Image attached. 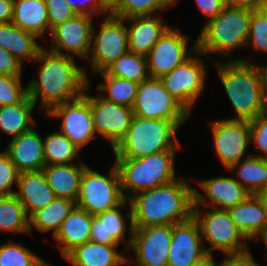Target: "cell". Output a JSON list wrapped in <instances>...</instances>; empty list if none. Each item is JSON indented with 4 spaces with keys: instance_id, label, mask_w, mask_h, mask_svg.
I'll list each match as a JSON object with an SVG mask.
<instances>
[{
    "instance_id": "1",
    "label": "cell",
    "mask_w": 267,
    "mask_h": 266,
    "mask_svg": "<svg viewBox=\"0 0 267 266\" xmlns=\"http://www.w3.org/2000/svg\"><path fill=\"white\" fill-rule=\"evenodd\" d=\"M194 189L184 178L150 190L142 191L129 199V238L125 250L131 245L133 227L176 225L193 216Z\"/></svg>"
},
{
    "instance_id": "2",
    "label": "cell",
    "mask_w": 267,
    "mask_h": 266,
    "mask_svg": "<svg viewBox=\"0 0 267 266\" xmlns=\"http://www.w3.org/2000/svg\"><path fill=\"white\" fill-rule=\"evenodd\" d=\"M75 58L42 48L36 57L40 64L38 81L30 80L27 94L48 113L53 107L81 97L89 84L86 72L75 64ZM44 107V108H43Z\"/></svg>"
},
{
    "instance_id": "3",
    "label": "cell",
    "mask_w": 267,
    "mask_h": 266,
    "mask_svg": "<svg viewBox=\"0 0 267 266\" xmlns=\"http://www.w3.org/2000/svg\"><path fill=\"white\" fill-rule=\"evenodd\" d=\"M210 62L215 63L221 83L237 114L229 120L250 121L267 112L257 65L248 59H230L225 63L214 59Z\"/></svg>"
},
{
    "instance_id": "4",
    "label": "cell",
    "mask_w": 267,
    "mask_h": 266,
    "mask_svg": "<svg viewBox=\"0 0 267 266\" xmlns=\"http://www.w3.org/2000/svg\"><path fill=\"white\" fill-rule=\"evenodd\" d=\"M185 122L134 115L126 136L113 149L115 158L134 159L179 149L176 131Z\"/></svg>"
},
{
    "instance_id": "5",
    "label": "cell",
    "mask_w": 267,
    "mask_h": 266,
    "mask_svg": "<svg viewBox=\"0 0 267 266\" xmlns=\"http://www.w3.org/2000/svg\"><path fill=\"white\" fill-rule=\"evenodd\" d=\"M252 12L227 5L215 18L205 21L196 39L197 49L205 56L220 53L230 57L231 51L247 47Z\"/></svg>"
},
{
    "instance_id": "6",
    "label": "cell",
    "mask_w": 267,
    "mask_h": 266,
    "mask_svg": "<svg viewBox=\"0 0 267 266\" xmlns=\"http://www.w3.org/2000/svg\"><path fill=\"white\" fill-rule=\"evenodd\" d=\"M176 152L167 150L141 158H116L115 164L124 198L129 200L137 193L176 180L174 169Z\"/></svg>"
},
{
    "instance_id": "7",
    "label": "cell",
    "mask_w": 267,
    "mask_h": 266,
    "mask_svg": "<svg viewBox=\"0 0 267 266\" xmlns=\"http://www.w3.org/2000/svg\"><path fill=\"white\" fill-rule=\"evenodd\" d=\"M200 206H193V218L198 223L202 239L207 240L210 248L222 252L225 257H240L250 253L246 238L238 230L225 209L210 208L203 214ZM202 213V214H201Z\"/></svg>"
},
{
    "instance_id": "8",
    "label": "cell",
    "mask_w": 267,
    "mask_h": 266,
    "mask_svg": "<svg viewBox=\"0 0 267 266\" xmlns=\"http://www.w3.org/2000/svg\"><path fill=\"white\" fill-rule=\"evenodd\" d=\"M124 200L116 164L110 169L108 177L89 166L84 170L76 201L78 208L95 216L120 205Z\"/></svg>"
},
{
    "instance_id": "9",
    "label": "cell",
    "mask_w": 267,
    "mask_h": 266,
    "mask_svg": "<svg viewBox=\"0 0 267 266\" xmlns=\"http://www.w3.org/2000/svg\"><path fill=\"white\" fill-rule=\"evenodd\" d=\"M134 115L165 119L168 121H187L190 112L164 88L160 78H151L139 83L134 105Z\"/></svg>"
},
{
    "instance_id": "10",
    "label": "cell",
    "mask_w": 267,
    "mask_h": 266,
    "mask_svg": "<svg viewBox=\"0 0 267 266\" xmlns=\"http://www.w3.org/2000/svg\"><path fill=\"white\" fill-rule=\"evenodd\" d=\"M96 31L93 26L89 57L92 72L99 73L129 51L128 26L125 25V18L110 14L101 23L100 30Z\"/></svg>"
},
{
    "instance_id": "11",
    "label": "cell",
    "mask_w": 267,
    "mask_h": 266,
    "mask_svg": "<svg viewBox=\"0 0 267 266\" xmlns=\"http://www.w3.org/2000/svg\"><path fill=\"white\" fill-rule=\"evenodd\" d=\"M200 56L205 55L197 49L186 61L160 78L164 88L189 112L204 91L206 81L207 72Z\"/></svg>"
},
{
    "instance_id": "12",
    "label": "cell",
    "mask_w": 267,
    "mask_h": 266,
    "mask_svg": "<svg viewBox=\"0 0 267 266\" xmlns=\"http://www.w3.org/2000/svg\"><path fill=\"white\" fill-rule=\"evenodd\" d=\"M69 102L53 107L47 114L61 119L60 132L65 135L79 150L86 146L95 136L90 96L86 93Z\"/></svg>"
},
{
    "instance_id": "13",
    "label": "cell",
    "mask_w": 267,
    "mask_h": 266,
    "mask_svg": "<svg viewBox=\"0 0 267 266\" xmlns=\"http://www.w3.org/2000/svg\"><path fill=\"white\" fill-rule=\"evenodd\" d=\"M197 50V41L188 49V37L169 27L146 55L151 78H161L186 61Z\"/></svg>"
},
{
    "instance_id": "14",
    "label": "cell",
    "mask_w": 267,
    "mask_h": 266,
    "mask_svg": "<svg viewBox=\"0 0 267 266\" xmlns=\"http://www.w3.org/2000/svg\"><path fill=\"white\" fill-rule=\"evenodd\" d=\"M172 225L133 227L131 245L137 266H167Z\"/></svg>"
},
{
    "instance_id": "15",
    "label": "cell",
    "mask_w": 267,
    "mask_h": 266,
    "mask_svg": "<svg viewBox=\"0 0 267 266\" xmlns=\"http://www.w3.org/2000/svg\"><path fill=\"white\" fill-rule=\"evenodd\" d=\"M216 154L228 171L245 156L250 145V124L247 120H214L211 122Z\"/></svg>"
},
{
    "instance_id": "16",
    "label": "cell",
    "mask_w": 267,
    "mask_h": 266,
    "mask_svg": "<svg viewBox=\"0 0 267 266\" xmlns=\"http://www.w3.org/2000/svg\"><path fill=\"white\" fill-rule=\"evenodd\" d=\"M92 30V17L77 14L51 29L50 36L53 42L50 51L72 58L73 55H77L82 59H89ZM64 50L67 53H64Z\"/></svg>"
},
{
    "instance_id": "17",
    "label": "cell",
    "mask_w": 267,
    "mask_h": 266,
    "mask_svg": "<svg viewBox=\"0 0 267 266\" xmlns=\"http://www.w3.org/2000/svg\"><path fill=\"white\" fill-rule=\"evenodd\" d=\"M94 130L106 138L114 149L126 136L134 117L131 107L109 102L101 96H90Z\"/></svg>"
},
{
    "instance_id": "18",
    "label": "cell",
    "mask_w": 267,
    "mask_h": 266,
    "mask_svg": "<svg viewBox=\"0 0 267 266\" xmlns=\"http://www.w3.org/2000/svg\"><path fill=\"white\" fill-rule=\"evenodd\" d=\"M206 254L198 223L193 217L172 226L167 266H190Z\"/></svg>"
},
{
    "instance_id": "19",
    "label": "cell",
    "mask_w": 267,
    "mask_h": 266,
    "mask_svg": "<svg viewBox=\"0 0 267 266\" xmlns=\"http://www.w3.org/2000/svg\"><path fill=\"white\" fill-rule=\"evenodd\" d=\"M198 183L206 197L194 189V206L206 205L207 209L210 207L227 210L251 195L234 177L219 176Z\"/></svg>"
},
{
    "instance_id": "20",
    "label": "cell",
    "mask_w": 267,
    "mask_h": 266,
    "mask_svg": "<svg viewBox=\"0 0 267 266\" xmlns=\"http://www.w3.org/2000/svg\"><path fill=\"white\" fill-rule=\"evenodd\" d=\"M5 151L19 173L39 171L46 166L43 139L33 128L11 139Z\"/></svg>"
},
{
    "instance_id": "21",
    "label": "cell",
    "mask_w": 267,
    "mask_h": 266,
    "mask_svg": "<svg viewBox=\"0 0 267 266\" xmlns=\"http://www.w3.org/2000/svg\"><path fill=\"white\" fill-rule=\"evenodd\" d=\"M18 191L15 196L30 217L34 212L49 205L56 195L49 187L43 170L19 173Z\"/></svg>"
},
{
    "instance_id": "22",
    "label": "cell",
    "mask_w": 267,
    "mask_h": 266,
    "mask_svg": "<svg viewBox=\"0 0 267 266\" xmlns=\"http://www.w3.org/2000/svg\"><path fill=\"white\" fill-rule=\"evenodd\" d=\"M129 22V51L146 56L164 32L170 27L158 16H134L125 18Z\"/></svg>"
},
{
    "instance_id": "23",
    "label": "cell",
    "mask_w": 267,
    "mask_h": 266,
    "mask_svg": "<svg viewBox=\"0 0 267 266\" xmlns=\"http://www.w3.org/2000/svg\"><path fill=\"white\" fill-rule=\"evenodd\" d=\"M126 204H130L127 199L120 205L93 216L90 241L106 245H119L123 240L124 243L126 242L125 232L127 224L121 212Z\"/></svg>"
},
{
    "instance_id": "24",
    "label": "cell",
    "mask_w": 267,
    "mask_h": 266,
    "mask_svg": "<svg viewBox=\"0 0 267 266\" xmlns=\"http://www.w3.org/2000/svg\"><path fill=\"white\" fill-rule=\"evenodd\" d=\"M118 245L99 244L88 241L76 246L65 259L73 266H118L128 262L123 253L117 252Z\"/></svg>"
},
{
    "instance_id": "25",
    "label": "cell",
    "mask_w": 267,
    "mask_h": 266,
    "mask_svg": "<svg viewBox=\"0 0 267 266\" xmlns=\"http://www.w3.org/2000/svg\"><path fill=\"white\" fill-rule=\"evenodd\" d=\"M91 215L86 210L77 206L63 220L60 229L54 236L58 242L61 254L65 257L76 246L90 241V230L92 224Z\"/></svg>"
},
{
    "instance_id": "26",
    "label": "cell",
    "mask_w": 267,
    "mask_h": 266,
    "mask_svg": "<svg viewBox=\"0 0 267 266\" xmlns=\"http://www.w3.org/2000/svg\"><path fill=\"white\" fill-rule=\"evenodd\" d=\"M232 221L246 239L266 235V220L259 199L251 194L245 201L227 209Z\"/></svg>"
},
{
    "instance_id": "27",
    "label": "cell",
    "mask_w": 267,
    "mask_h": 266,
    "mask_svg": "<svg viewBox=\"0 0 267 266\" xmlns=\"http://www.w3.org/2000/svg\"><path fill=\"white\" fill-rule=\"evenodd\" d=\"M88 166L81 163L48 165L42 170L49 187L57 198H66L77 201L80 190L81 177Z\"/></svg>"
},
{
    "instance_id": "28",
    "label": "cell",
    "mask_w": 267,
    "mask_h": 266,
    "mask_svg": "<svg viewBox=\"0 0 267 266\" xmlns=\"http://www.w3.org/2000/svg\"><path fill=\"white\" fill-rule=\"evenodd\" d=\"M35 34L22 30L14 23L0 24V47L4 48L22 64L23 61L35 60L43 48L36 42Z\"/></svg>"
},
{
    "instance_id": "29",
    "label": "cell",
    "mask_w": 267,
    "mask_h": 266,
    "mask_svg": "<svg viewBox=\"0 0 267 266\" xmlns=\"http://www.w3.org/2000/svg\"><path fill=\"white\" fill-rule=\"evenodd\" d=\"M12 23L22 30L35 34L38 38L50 25L45 0H14Z\"/></svg>"
},
{
    "instance_id": "30",
    "label": "cell",
    "mask_w": 267,
    "mask_h": 266,
    "mask_svg": "<svg viewBox=\"0 0 267 266\" xmlns=\"http://www.w3.org/2000/svg\"><path fill=\"white\" fill-rule=\"evenodd\" d=\"M76 202L66 198H55L46 207L37 210L29 217V234L34 227L41 232H53V237L61 227L63 220L76 207Z\"/></svg>"
},
{
    "instance_id": "31",
    "label": "cell",
    "mask_w": 267,
    "mask_h": 266,
    "mask_svg": "<svg viewBox=\"0 0 267 266\" xmlns=\"http://www.w3.org/2000/svg\"><path fill=\"white\" fill-rule=\"evenodd\" d=\"M36 104L27 96L16 105L0 106V130L13 138L29 131L35 121L32 114Z\"/></svg>"
},
{
    "instance_id": "32",
    "label": "cell",
    "mask_w": 267,
    "mask_h": 266,
    "mask_svg": "<svg viewBox=\"0 0 267 266\" xmlns=\"http://www.w3.org/2000/svg\"><path fill=\"white\" fill-rule=\"evenodd\" d=\"M233 170L240 178L236 180L251 194L267 190V159L249 155L229 169Z\"/></svg>"
},
{
    "instance_id": "33",
    "label": "cell",
    "mask_w": 267,
    "mask_h": 266,
    "mask_svg": "<svg viewBox=\"0 0 267 266\" xmlns=\"http://www.w3.org/2000/svg\"><path fill=\"white\" fill-rule=\"evenodd\" d=\"M0 230L29 234V217L15 195H0Z\"/></svg>"
},
{
    "instance_id": "34",
    "label": "cell",
    "mask_w": 267,
    "mask_h": 266,
    "mask_svg": "<svg viewBox=\"0 0 267 266\" xmlns=\"http://www.w3.org/2000/svg\"><path fill=\"white\" fill-rule=\"evenodd\" d=\"M99 74L105 81V83L98 84V89L101 91V94L102 92L104 93L101 97L109 102L132 108L139 83L108 75L105 71L99 72Z\"/></svg>"
},
{
    "instance_id": "35",
    "label": "cell",
    "mask_w": 267,
    "mask_h": 266,
    "mask_svg": "<svg viewBox=\"0 0 267 266\" xmlns=\"http://www.w3.org/2000/svg\"><path fill=\"white\" fill-rule=\"evenodd\" d=\"M108 75L141 83L150 76L146 56L128 51L120 56L105 70Z\"/></svg>"
},
{
    "instance_id": "36",
    "label": "cell",
    "mask_w": 267,
    "mask_h": 266,
    "mask_svg": "<svg viewBox=\"0 0 267 266\" xmlns=\"http://www.w3.org/2000/svg\"><path fill=\"white\" fill-rule=\"evenodd\" d=\"M43 145L46 166L70 164L80 154V150L60 131L48 134Z\"/></svg>"
},
{
    "instance_id": "37",
    "label": "cell",
    "mask_w": 267,
    "mask_h": 266,
    "mask_svg": "<svg viewBox=\"0 0 267 266\" xmlns=\"http://www.w3.org/2000/svg\"><path fill=\"white\" fill-rule=\"evenodd\" d=\"M0 266H50V264L22 244L8 241L0 245Z\"/></svg>"
},
{
    "instance_id": "38",
    "label": "cell",
    "mask_w": 267,
    "mask_h": 266,
    "mask_svg": "<svg viewBox=\"0 0 267 266\" xmlns=\"http://www.w3.org/2000/svg\"><path fill=\"white\" fill-rule=\"evenodd\" d=\"M177 0H123L122 4L111 14L118 18L134 16H152L172 6Z\"/></svg>"
},
{
    "instance_id": "39",
    "label": "cell",
    "mask_w": 267,
    "mask_h": 266,
    "mask_svg": "<svg viewBox=\"0 0 267 266\" xmlns=\"http://www.w3.org/2000/svg\"><path fill=\"white\" fill-rule=\"evenodd\" d=\"M254 50L267 53V12L264 8L253 10L250 20L247 46Z\"/></svg>"
},
{
    "instance_id": "40",
    "label": "cell",
    "mask_w": 267,
    "mask_h": 266,
    "mask_svg": "<svg viewBox=\"0 0 267 266\" xmlns=\"http://www.w3.org/2000/svg\"><path fill=\"white\" fill-rule=\"evenodd\" d=\"M21 76L0 74V106L16 105L27 96V87H23Z\"/></svg>"
},
{
    "instance_id": "41",
    "label": "cell",
    "mask_w": 267,
    "mask_h": 266,
    "mask_svg": "<svg viewBox=\"0 0 267 266\" xmlns=\"http://www.w3.org/2000/svg\"><path fill=\"white\" fill-rule=\"evenodd\" d=\"M19 172L12 163L9 154L0 152V195H15L12 185L18 182Z\"/></svg>"
},
{
    "instance_id": "42",
    "label": "cell",
    "mask_w": 267,
    "mask_h": 266,
    "mask_svg": "<svg viewBox=\"0 0 267 266\" xmlns=\"http://www.w3.org/2000/svg\"><path fill=\"white\" fill-rule=\"evenodd\" d=\"M249 124L250 144L253 142L255 148H259L264 154L254 156L267 159V112L250 120Z\"/></svg>"
},
{
    "instance_id": "43",
    "label": "cell",
    "mask_w": 267,
    "mask_h": 266,
    "mask_svg": "<svg viewBox=\"0 0 267 266\" xmlns=\"http://www.w3.org/2000/svg\"><path fill=\"white\" fill-rule=\"evenodd\" d=\"M50 32L53 27L77 15L66 0H45Z\"/></svg>"
},
{
    "instance_id": "44",
    "label": "cell",
    "mask_w": 267,
    "mask_h": 266,
    "mask_svg": "<svg viewBox=\"0 0 267 266\" xmlns=\"http://www.w3.org/2000/svg\"><path fill=\"white\" fill-rule=\"evenodd\" d=\"M74 12L78 15L95 16L107 13L100 0H66Z\"/></svg>"
},
{
    "instance_id": "45",
    "label": "cell",
    "mask_w": 267,
    "mask_h": 266,
    "mask_svg": "<svg viewBox=\"0 0 267 266\" xmlns=\"http://www.w3.org/2000/svg\"><path fill=\"white\" fill-rule=\"evenodd\" d=\"M21 69L22 63L4 48L0 47V74L21 76Z\"/></svg>"
},
{
    "instance_id": "46",
    "label": "cell",
    "mask_w": 267,
    "mask_h": 266,
    "mask_svg": "<svg viewBox=\"0 0 267 266\" xmlns=\"http://www.w3.org/2000/svg\"><path fill=\"white\" fill-rule=\"evenodd\" d=\"M198 8L207 17L206 21L215 18L226 6V0H195Z\"/></svg>"
},
{
    "instance_id": "47",
    "label": "cell",
    "mask_w": 267,
    "mask_h": 266,
    "mask_svg": "<svg viewBox=\"0 0 267 266\" xmlns=\"http://www.w3.org/2000/svg\"><path fill=\"white\" fill-rule=\"evenodd\" d=\"M219 266H261L249 253L240 257H224Z\"/></svg>"
},
{
    "instance_id": "48",
    "label": "cell",
    "mask_w": 267,
    "mask_h": 266,
    "mask_svg": "<svg viewBox=\"0 0 267 266\" xmlns=\"http://www.w3.org/2000/svg\"><path fill=\"white\" fill-rule=\"evenodd\" d=\"M231 7L247 8L251 10L262 9L266 0H226Z\"/></svg>"
},
{
    "instance_id": "49",
    "label": "cell",
    "mask_w": 267,
    "mask_h": 266,
    "mask_svg": "<svg viewBox=\"0 0 267 266\" xmlns=\"http://www.w3.org/2000/svg\"><path fill=\"white\" fill-rule=\"evenodd\" d=\"M13 8L14 0H0V24L12 21Z\"/></svg>"
},
{
    "instance_id": "50",
    "label": "cell",
    "mask_w": 267,
    "mask_h": 266,
    "mask_svg": "<svg viewBox=\"0 0 267 266\" xmlns=\"http://www.w3.org/2000/svg\"><path fill=\"white\" fill-rule=\"evenodd\" d=\"M261 77L262 93L265 106L267 107V64L264 66L257 65Z\"/></svg>"
},
{
    "instance_id": "51",
    "label": "cell",
    "mask_w": 267,
    "mask_h": 266,
    "mask_svg": "<svg viewBox=\"0 0 267 266\" xmlns=\"http://www.w3.org/2000/svg\"><path fill=\"white\" fill-rule=\"evenodd\" d=\"M190 266H219V264H216L213 259V253H207L202 258H200L198 261L192 263Z\"/></svg>"
},
{
    "instance_id": "52",
    "label": "cell",
    "mask_w": 267,
    "mask_h": 266,
    "mask_svg": "<svg viewBox=\"0 0 267 266\" xmlns=\"http://www.w3.org/2000/svg\"><path fill=\"white\" fill-rule=\"evenodd\" d=\"M103 8L112 14L123 2V0H100Z\"/></svg>"
},
{
    "instance_id": "53",
    "label": "cell",
    "mask_w": 267,
    "mask_h": 266,
    "mask_svg": "<svg viewBox=\"0 0 267 266\" xmlns=\"http://www.w3.org/2000/svg\"><path fill=\"white\" fill-rule=\"evenodd\" d=\"M254 195L259 199L264 211V216L266 220V235H267V190L255 193Z\"/></svg>"
},
{
    "instance_id": "54",
    "label": "cell",
    "mask_w": 267,
    "mask_h": 266,
    "mask_svg": "<svg viewBox=\"0 0 267 266\" xmlns=\"http://www.w3.org/2000/svg\"><path fill=\"white\" fill-rule=\"evenodd\" d=\"M261 238H262V241H264V244H265L266 249H267V235H263Z\"/></svg>"
},
{
    "instance_id": "55",
    "label": "cell",
    "mask_w": 267,
    "mask_h": 266,
    "mask_svg": "<svg viewBox=\"0 0 267 266\" xmlns=\"http://www.w3.org/2000/svg\"><path fill=\"white\" fill-rule=\"evenodd\" d=\"M264 9H265V11L267 12V0H266V2H265V5H264V7H263Z\"/></svg>"
}]
</instances>
